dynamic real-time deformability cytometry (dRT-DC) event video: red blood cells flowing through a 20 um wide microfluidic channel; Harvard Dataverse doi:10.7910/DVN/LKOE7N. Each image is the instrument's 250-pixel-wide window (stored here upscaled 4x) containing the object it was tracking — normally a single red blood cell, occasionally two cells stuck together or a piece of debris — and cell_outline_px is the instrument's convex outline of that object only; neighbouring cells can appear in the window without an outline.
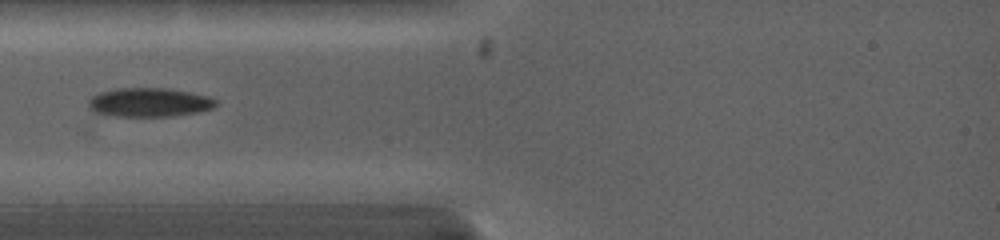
{"species": "common noctule bat (a hibernating species)", "species_latin": "Nyctalus noctula", "temperature_condition": "warm", "stored_images_in_passage": 7, "camera_frame_rate_fps": 5000, "um_per_image_px": 0.085, "animal": {"sex": "female", "body_mass_g": 19.0, "forearm_length_mm": 53.3}, "frame": {"image": 1, "passage_image": 4, "time_ms": 1.6, "image_size_px": [1000, 240], "cell_outline_px": [[216, 104], [212, 108], [196, 112], [172, 116], [116, 116], [96, 112], [88, 104], [88, 100], [92, 96], [100, 92], [116, 88], [164, 88], [188, 92], [208, 96], [216, 100]], "centroid_in_image_um": [12.67, 8.69], "position_along_channel_um": 72.3, "area_um2": 21.15}}
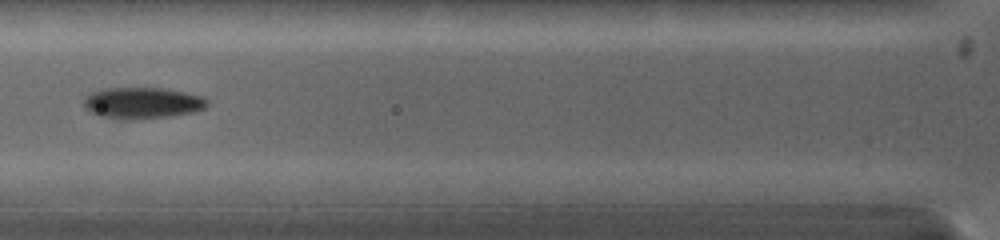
{"frame": {"image": 2, "passage_image": 6, "time_ms": 2.6, "image_size_px": [1000, 240], "cell_outline_px": [[208, 104], [204, 108], [192, 112], [168, 116], [128, 120], [124, 120], [100, 116], [84, 108], [84, 96], [92, 92], [104, 88], [168, 88], [204, 96], [208, 100]], "centroid_in_image_um": [12.1, 8.74], "position_along_channel_um": 113.7, "area_um2": 22.66}}